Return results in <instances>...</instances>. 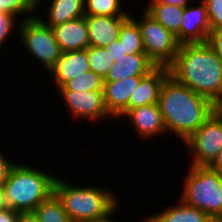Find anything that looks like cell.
<instances>
[{
    "instance_id": "1",
    "label": "cell",
    "mask_w": 222,
    "mask_h": 222,
    "mask_svg": "<svg viewBox=\"0 0 222 222\" xmlns=\"http://www.w3.org/2000/svg\"><path fill=\"white\" fill-rule=\"evenodd\" d=\"M169 72L179 83L222 106V60L206 42L180 44Z\"/></svg>"
},
{
    "instance_id": "2",
    "label": "cell",
    "mask_w": 222,
    "mask_h": 222,
    "mask_svg": "<svg viewBox=\"0 0 222 222\" xmlns=\"http://www.w3.org/2000/svg\"><path fill=\"white\" fill-rule=\"evenodd\" d=\"M158 106L167 133L184 143L218 108L209 99L179 83L170 74L159 93Z\"/></svg>"
},
{
    "instance_id": "3",
    "label": "cell",
    "mask_w": 222,
    "mask_h": 222,
    "mask_svg": "<svg viewBox=\"0 0 222 222\" xmlns=\"http://www.w3.org/2000/svg\"><path fill=\"white\" fill-rule=\"evenodd\" d=\"M56 177L54 194L61 201L66 214L73 222H91L116 214L119 199L112 190L86 185H73ZM85 186V187H84Z\"/></svg>"
},
{
    "instance_id": "4",
    "label": "cell",
    "mask_w": 222,
    "mask_h": 222,
    "mask_svg": "<svg viewBox=\"0 0 222 222\" xmlns=\"http://www.w3.org/2000/svg\"><path fill=\"white\" fill-rule=\"evenodd\" d=\"M56 177L35 166L17 162L4 183L7 207L18 212H33L54 193Z\"/></svg>"
},
{
    "instance_id": "5",
    "label": "cell",
    "mask_w": 222,
    "mask_h": 222,
    "mask_svg": "<svg viewBox=\"0 0 222 222\" xmlns=\"http://www.w3.org/2000/svg\"><path fill=\"white\" fill-rule=\"evenodd\" d=\"M185 178L179 200L222 222V175L209 166H189Z\"/></svg>"
},
{
    "instance_id": "6",
    "label": "cell",
    "mask_w": 222,
    "mask_h": 222,
    "mask_svg": "<svg viewBox=\"0 0 222 222\" xmlns=\"http://www.w3.org/2000/svg\"><path fill=\"white\" fill-rule=\"evenodd\" d=\"M17 37L31 58L49 72L61 57L62 51L53 30L39 16L20 21Z\"/></svg>"
},
{
    "instance_id": "7",
    "label": "cell",
    "mask_w": 222,
    "mask_h": 222,
    "mask_svg": "<svg viewBox=\"0 0 222 222\" xmlns=\"http://www.w3.org/2000/svg\"><path fill=\"white\" fill-rule=\"evenodd\" d=\"M141 30L145 54L157 65L169 67L175 60L180 43L176 36L143 11L141 18L131 16Z\"/></svg>"
},
{
    "instance_id": "8",
    "label": "cell",
    "mask_w": 222,
    "mask_h": 222,
    "mask_svg": "<svg viewBox=\"0 0 222 222\" xmlns=\"http://www.w3.org/2000/svg\"><path fill=\"white\" fill-rule=\"evenodd\" d=\"M184 144L193 156L190 166H210L222 148V110L217 108Z\"/></svg>"
},
{
    "instance_id": "9",
    "label": "cell",
    "mask_w": 222,
    "mask_h": 222,
    "mask_svg": "<svg viewBox=\"0 0 222 222\" xmlns=\"http://www.w3.org/2000/svg\"><path fill=\"white\" fill-rule=\"evenodd\" d=\"M59 94L75 120L87 118L97 123L113 118L105 108L103 90H59Z\"/></svg>"
},
{
    "instance_id": "10",
    "label": "cell",
    "mask_w": 222,
    "mask_h": 222,
    "mask_svg": "<svg viewBox=\"0 0 222 222\" xmlns=\"http://www.w3.org/2000/svg\"><path fill=\"white\" fill-rule=\"evenodd\" d=\"M211 31L206 4L201 0L197 7L188 4L182 14L180 32L176 39L183 43H205Z\"/></svg>"
},
{
    "instance_id": "11",
    "label": "cell",
    "mask_w": 222,
    "mask_h": 222,
    "mask_svg": "<svg viewBox=\"0 0 222 222\" xmlns=\"http://www.w3.org/2000/svg\"><path fill=\"white\" fill-rule=\"evenodd\" d=\"M144 76H132L118 81H104V104L113 119H119L128 111L131 94Z\"/></svg>"
},
{
    "instance_id": "12",
    "label": "cell",
    "mask_w": 222,
    "mask_h": 222,
    "mask_svg": "<svg viewBox=\"0 0 222 222\" xmlns=\"http://www.w3.org/2000/svg\"><path fill=\"white\" fill-rule=\"evenodd\" d=\"M128 118L139 138L152 139L166 134L162 113L158 104L139 106L128 110L121 118Z\"/></svg>"
},
{
    "instance_id": "13",
    "label": "cell",
    "mask_w": 222,
    "mask_h": 222,
    "mask_svg": "<svg viewBox=\"0 0 222 222\" xmlns=\"http://www.w3.org/2000/svg\"><path fill=\"white\" fill-rule=\"evenodd\" d=\"M90 70L87 50L81 49L62 52L61 57L48 73L53 78V85L58 90L70 79Z\"/></svg>"
},
{
    "instance_id": "14",
    "label": "cell",
    "mask_w": 222,
    "mask_h": 222,
    "mask_svg": "<svg viewBox=\"0 0 222 222\" xmlns=\"http://www.w3.org/2000/svg\"><path fill=\"white\" fill-rule=\"evenodd\" d=\"M90 46L107 47L119 38L122 24L130 16H84Z\"/></svg>"
},
{
    "instance_id": "15",
    "label": "cell",
    "mask_w": 222,
    "mask_h": 222,
    "mask_svg": "<svg viewBox=\"0 0 222 222\" xmlns=\"http://www.w3.org/2000/svg\"><path fill=\"white\" fill-rule=\"evenodd\" d=\"M52 30L62 52L86 49L90 46L85 17L69 20L52 27Z\"/></svg>"
},
{
    "instance_id": "16",
    "label": "cell",
    "mask_w": 222,
    "mask_h": 222,
    "mask_svg": "<svg viewBox=\"0 0 222 222\" xmlns=\"http://www.w3.org/2000/svg\"><path fill=\"white\" fill-rule=\"evenodd\" d=\"M169 74V67L157 66L144 76L136 90L131 94L128 110L139 106L158 104L161 86Z\"/></svg>"
},
{
    "instance_id": "17",
    "label": "cell",
    "mask_w": 222,
    "mask_h": 222,
    "mask_svg": "<svg viewBox=\"0 0 222 222\" xmlns=\"http://www.w3.org/2000/svg\"><path fill=\"white\" fill-rule=\"evenodd\" d=\"M157 65L145 54L124 55L112 64L104 81H118L132 76H146Z\"/></svg>"
},
{
    "instance_id": "18",
    "label": "cell",
    "mask_w": 222,
    "mask_h": 222,
    "mask_svg": "<svg viewBox=\"0 0 222 222\" xmlns=\"http://www.w3.org/2000/svg\"><path fill=\"white\" fill-rule=\"evenodd\" d=\"M178 201L177 205L173 204L159 213L146 216L142 222H215L204 211Z\"/></svg>"
},
{
    "instance_id": "19",
    "label": "cell",
    "mask_w": 222,
    "mask_h": 222,
    "mask_svg": "<svg viewBox=\"0 0 222 222\" xmlns=\"http://www.w3.org/2000/svg\"><path fill=\"white\" fill-rule=\"evenodd\" d=\"M47 19L39 17L47 26L54 27L69 20L84 17L85 0H49ZM48 20V21H47Z\"/></svg>"
},
{
    "instance_id": "20",
    "label": "cell",
    "mask_w": 222,
    "mask_h": 222,
    "mask_svg": "<svg viewBox=\"0 0 222 222\" xmlns=\"http://www.w3.org/2000/svg\"><path fill=\"white\" fill-rule=\"evenodd\" d=\"M149 1L144 11L176 36L180 32L184 7Z\"/></svg>"
},
{
    "instance_id": "21",
    "label": "cell",
    "mask_w": 222,
    "mask_h": 222,
    "mask_svg": "<svg viewBox=\"0 0 222 222\" xmlns=\"http://www.w3.org/2000/svg\"><path fill=\"white\" fill-rule=\"evenodd\" d=\"M118 40L126 55L145 53L140 27L131 16L122 24Z\"/></svg>"
},
{
    "instance_id": "22",
    "label": "cell",
    "mask_w": 222,
    "mask_h": 222,
    "mask_svg": "<svg viewBox=\"0 0 222 222\" xmlns=\"http://www.w3.org/2000/svg\"><path fill=\"white\" fill-rule=\"evenodd\" d=\"M33 213L36 215L38 222H73L54 193L39 204L33 210Z\"/></svg>"
},
{
    "instance_id": "23",
    "label": "cell",
    "mask_w": 222,
    "mask_h": 222,
    "mask_svg": "<svg viewBox=\"0 0 222 222\" xmlns=\"http://www.w3.org/2000/svg\"><path fill=\"white\" fill-rule=\"evenodd\" d=\"M122 0H85V16H131L130 11L123 10Z\"/></svg>"
},
{
    "instance_id": "24",
    "label": "cell",
    "mask_w": 222,
    "mask_h": 222,
    "mask_svg": "<svg viewBox=\"0 0 222 222\" xmlns=\"http://www.w3.org/2000/svg\"><path fill=\"white\" fill-rule=\"evenodd\" d=\"M90 70L105 79L114 59L105 47L88 46L86 48Z\"/></svg>"
},
{
    "instance_id": "25",
    "label": "cell",
    "mask_w": 222,
    "mask_h": 222,
    "mask_svg": "<svg viewBox=\"0 0 222 222\" xmlns=\"http://www.w3.org/2000/svg\"><path fill=\"white\" fill-rule=\"evenodd\" d=\"M103 87L104 79L89 70L82 75L70 79L58 90L92 91L103 90Z\"/></svg>"
},
{
    "instance_id": "26",
    "label": "cell",
    "mask_w": 222,
    "mask_h": 222,
    "mask_svg": "<svg viewBox=\"0 0 222 222\" xmlns=\"http://www.w3.org/2000/svg\"><path fill=\"white\" fill-rule=\"evenodd\" d=\"M0 9L17 17L20 16L19 21H23L36 16L37 2L35 0H0Z\"/></svg>"
},
{
    "instance_id": "27",
    "label": "cell",
    "mask_w": 222,
    "mask_h": 222,
    "mask_svg": "<svg viewBox=\"0 0 222 222\" xmlns=\"http://www.w3.org/2000/svg\"><path fill=\"white\" fill-rule=\"evenodd\" d=\"M17 19L19 20V17L14 14L8 12H0V49H3L2 47L5 43L7 44L6 41L8 38H10L9 35L12 36L11 33H15L14 31H19L20 22L19 24H17Z\"/></svg>"
},
{
    "instance_id": "28",
    "label": "cell",
    "mask_w": 222,
    "mask_h": 222,
    "mask_svg": "<svg viewBox=\"0 0 222 222\" xmlns=\"http://www.w3.org/2000/svg\"><path fill=\"white\" fill-rule=\"evenodd\" d=\"M206 4L211 31L222 30V0H202Z\"/></svg>"
},
{
    "instance_id": "29",
    "label": "cell",
    "mask_w": 222,
    "mask_h": 222,
    "mask_svg": "<svg viewBox=\"0 0 222 222\" xmlns=\"http://www.w3.org/2000/svg\"><path fill=\"white\" fill-rule=\"evenodd\" d=\"M206 43L222 60V30L210 31Z\"/></svg>"
},
{
    "instance_id": "30",
    "label": "cell",
    "mask_w": 222,
    "mask_h": 222,
    "mask_svg": "<svg viewBox=\"0 0 222 222\" xmlns=\"http://www.w3.org/2000/svg\"><path fill=\"white\" fill-rule=\"evenodd\" d=\"M3 153L0 150V184H4L7 181L12 168L16 164V162L8 160L9 158L5 159L6 156Z\"/></svg>"
},
{
    "instance_id": "31",
    "label": "cell",
    "mask_w": 222,
    "mask_h": 222,
    "mask_svg": "<svg viewBox=\"0 0 222 222\" xmlns=\"http://www.w3.org/2000/svg\"><path fill=\"white\" fill-rule=\"evenodd\" d=\"M106 50L110 53L111 57L114 59V62L117 60H121L126 53H123L122 45L119 43V40H115L110 43Z\"/></svg>"
},
{
    "instance_id": "32",
    "label": "cell",
    "mask_w": 222,
    "mask_h": 222,
    "mask_svg": "<svg viewBox=\"0 0 222 222\" xmlns=\"http://www.w3.org/2000/svg\"><path fill=\"white\" fill-rule=\"evenodd\" d=\"M18 214V211L7 207L0 212V222H16Z\"/></svg>"
},
{
    "instance_id": "33",
    "label": "cell",
    "mask_w": 222,
    "mask_h": 222,
    "mask_svg": "<svg viewBox=\"0 0 222 222\" xmlns=\"http://www.w3.org/2000/svg\"><path fill=\"white\" fill-rule=\"evenodd\" d=\"M16 222H38L33 212H19Z\"/></svg>"
},
{
    "instance_id": "34",
    "label": "cell",
    "mask_w": 222,
    "mask_h": 222,
    "mask_svg": "<svg viewBox=\"0 0 222 222\" xmlns=\"http://www.w3.org/2000/svg\"><path fill=\"white\" fill-rule=\"evenodd\" d=\"M209 167L213 171L218 172L220 175H222V148L219 151L216 159L212 162V164Z\"/></svg>"
},
{
    "instance_id": "35",
    "label": "cell",
    "mask_w": 222,
    "mask_h": 222,
    "mask_svg": "<svg viewBox=\"0 0 222 222\" xmlns=\"http://www.w3.org/2000/svg\"><path fill=\"white\" fill-rule=\"evenodd\" d=\"M157 3H162V4H171V5H178L185 7L188 5L190 0H155Z\"/></svg>"
},
{
    "instance_id": "36",
    "label": "cell",
    "mask_w": 222,
    "mask_h": 222,
    "mask_svg": "<svg viewBox=\"0 0 222 222\" xmlns=\"http://www.w3.org/2000/svg\"><path fill=\"white\" fill-rule=\"evenodd\" d=\"M7 208L5 201V189L4 184H0V212Z\"/></svg>"
},
{
    "instance_id": "37",
    "label": "cell",
    "mask_w": 222,
    "mask_h": 222,
    "mask_svg": "<svg viewBox=\"0 0 222 222\" xmlns=\"http://www.w3.org/2000/svg\"><path fill=\"white\" fill-rule=\"evenodd\" d=\"M114 214H112V215H110L109 217H107L106 219H103V220H99V221H91V222H117L116 220L117 219H115V220H113L112 218V216H113Z\"/></svg>"
},
{
    "instance_id": "38",
    "label": "cell",
    "mask_w": 222,
    "mask_h": 222,
    "mask_svg": "<svg viewBox=\"0 0 222 222\" xmlns=\"http://www.w3.org/2000/svg\"><path fill=\"white\" fill-rule=\"evenodd\" d=\"M35 1L37 2V9L40 10L39 8L43 5L44 0H35ZM42 2H43V3H42ZM40 3H41L42 5H41Z\"/></svg>"
}]
</instances>
